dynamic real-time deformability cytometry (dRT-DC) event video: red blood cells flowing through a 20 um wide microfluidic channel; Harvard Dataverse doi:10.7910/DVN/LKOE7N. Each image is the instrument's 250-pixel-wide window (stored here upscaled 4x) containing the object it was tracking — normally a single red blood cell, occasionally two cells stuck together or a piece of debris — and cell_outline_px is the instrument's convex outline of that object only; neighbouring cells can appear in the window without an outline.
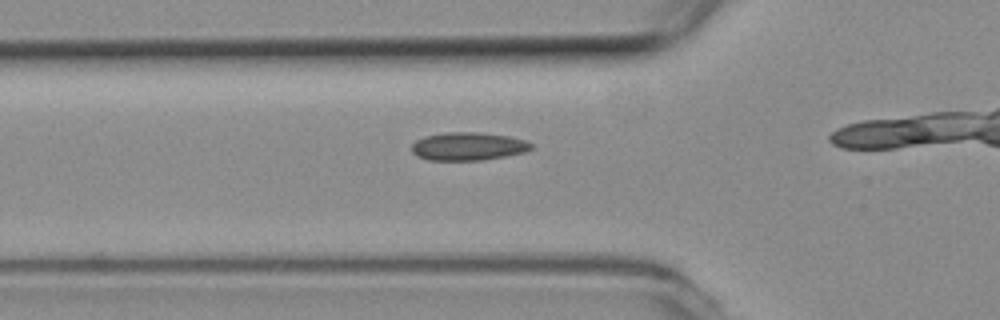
{"species": "common noctule bat (a hibernating species)", "species_latin": "Nyctalus noctula", "temperature_condition": "room temperature", "stored_images_in_passage": 24, "camera_frame_rate_fps": 3000, "um_per_image_px": 0.085, "animal": {"sex": "female", "body_mass_g": 19.3, "forearm_length_mm": 54.1}, "frame": {"image": 1, "passage_image": 13, "time_ms": 4.0, "image_size_px": [1000, 320], "cell_outline_px": [[532, 148], [524, 152], [504, 156], [480, 160], [428, 160], [416, 156], [412, 152], [412, 144], [416, 140], [424, 136], [448, 132], [480, 132], [508, 136], [524, 140], [532, 144]], "centroid_in_image_um": [39.75, 12.43], "position_along_channel_um": 86.0, "area_um2": 19.48}}
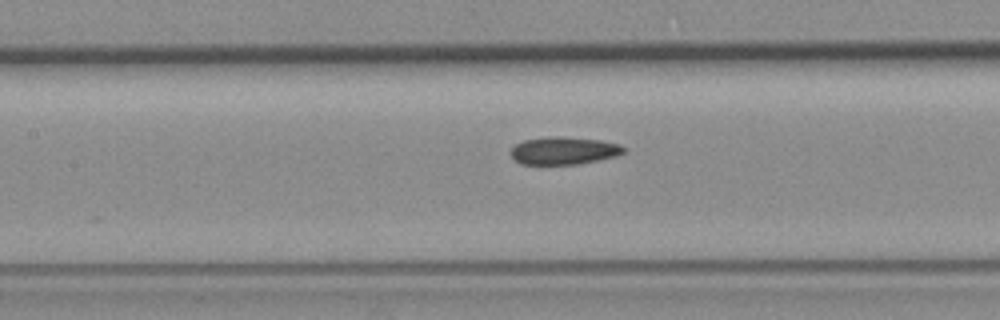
{"frame": {"image": 2, "passage_image": 19, "time_ms": 6.0, "image_size_px": [1000, 320], "cell_outline_px": [[624, 152], [616, 156], [576, 164], [520, 164], [508, 152], [516, 144], [524, 140], [548, 136], [560, 136], [600, 140], [620, 144], [624, 148]], "centroid_in_image_um": [47.89, 12.79], "position_along_channel_um": 159.5, "area_um2": 18.09}}
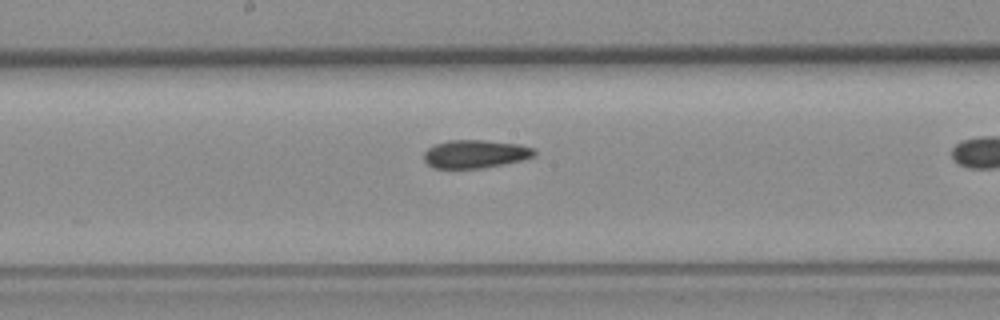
{"frame": {"image": 3, "passage_image": 23, "time_ms": 7.333, "image_size_px": [1000, 320], "cell_outline_px": [[536, 156], [504, 164], [480, 168], [432, 168], [424, 160], [424, 152], [432, 144], [448, 140], [484, 140], [520, 144], [532, 148], [536, 152]], "centroid_in_image_um": [40.37, 13.08], "position_along_channel_um": 207.8, "area_um2": 18.21}}